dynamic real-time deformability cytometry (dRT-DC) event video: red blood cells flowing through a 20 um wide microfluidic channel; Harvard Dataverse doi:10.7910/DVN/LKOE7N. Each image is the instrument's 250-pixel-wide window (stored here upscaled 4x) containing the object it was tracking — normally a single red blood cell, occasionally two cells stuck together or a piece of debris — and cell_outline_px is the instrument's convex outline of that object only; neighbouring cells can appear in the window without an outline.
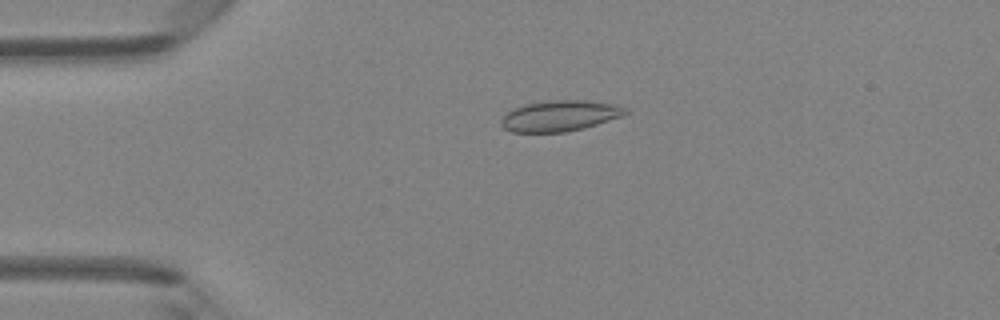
{"species": "Egyptian fruit bat (a non-hibernating species)", "species_latin": "Rousettus aegyptiacus", "temperature_condition": "room temperature", "stored_images_in_passage": 47, "camera_frame_rate_fps": 3000, "um_per_image_px": 0.085, "animal": {"sex": "female"}, "frame": {"image": 1, "passage_image": 11, "time_ms": 3.333, "image_size_px": [1000, 320], "cell_outline_px": [[628, 112], [624, 116], [584, 128], [564, 132], [512, 132], [504, 128], [500, 124], [500, 120], [512, 108], [524, 104], [548, 100], [588, 100], [616, 104], [624, 108]], "centroid_in_image_um": [47.59, 9.84], "position_along_channel_um": 37.4, "area_um2": 22.48}}
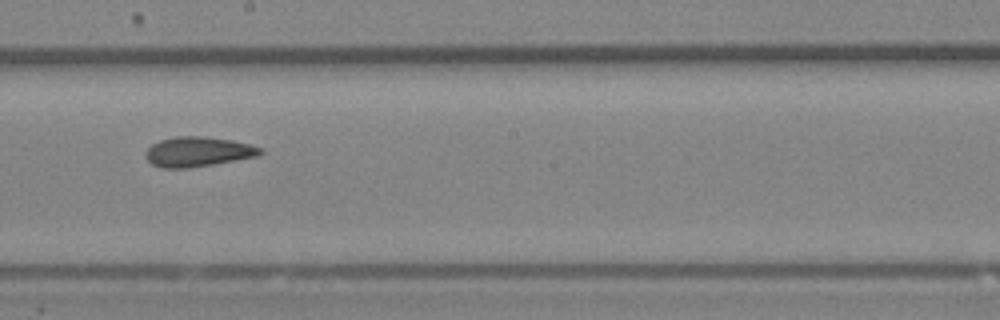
{"frame": {"image": 2, "passage_image": 27, "time_ms": 8.667, "image_size_px": [1000, 320], "cell_outline_px": [[264, 152], [256, 156], [216, 164], [188, 168], [164, 168], [152, 164], [144, 156], [144, 152], [152, 144], [160, 140], [176, 136], [204, 136], [232, 140], [264, 148]], "centroid_in_image_um": [16.82, 12.89], "position_along_channel_um": 231.4, "area_um2": 20.06}}
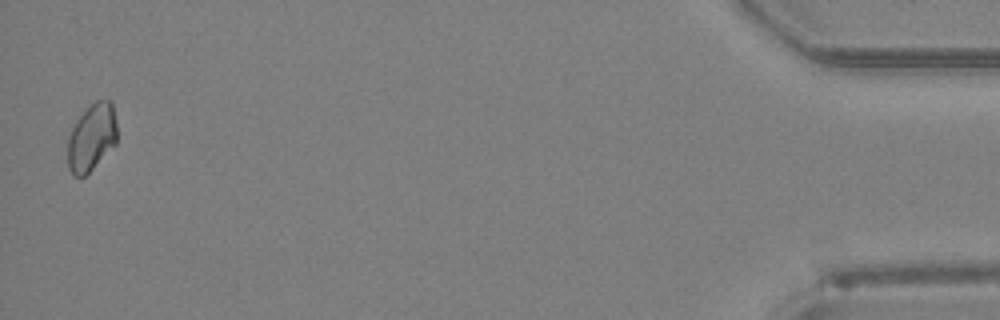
{"frame": {"image": 3, "passage_image": 47, "time_ms": 15.333, "image_size_px": [1000, 320], "cell_outline_px": [[116, 144], [84, 176], [72, 176], [68, 168], [68, 136], [76, 120], [96, 100], [112, 100], [116, 124]], "centroid_in_image_um": [7.78, 11.68], "position_along_channel_um": 427.4, "area_um2": 19.13}, "authors_computed_cell_mechanics": {"area_um2": 19.941, "velocity_mm_per_s": 4.2815, "shape_relaxation_time_tau1_ms": null, "shape_relaxation_time_tau2_ms": 2.0103, "deformation_change_tau1": null, "deformation_change_tau2": 0.0593}}